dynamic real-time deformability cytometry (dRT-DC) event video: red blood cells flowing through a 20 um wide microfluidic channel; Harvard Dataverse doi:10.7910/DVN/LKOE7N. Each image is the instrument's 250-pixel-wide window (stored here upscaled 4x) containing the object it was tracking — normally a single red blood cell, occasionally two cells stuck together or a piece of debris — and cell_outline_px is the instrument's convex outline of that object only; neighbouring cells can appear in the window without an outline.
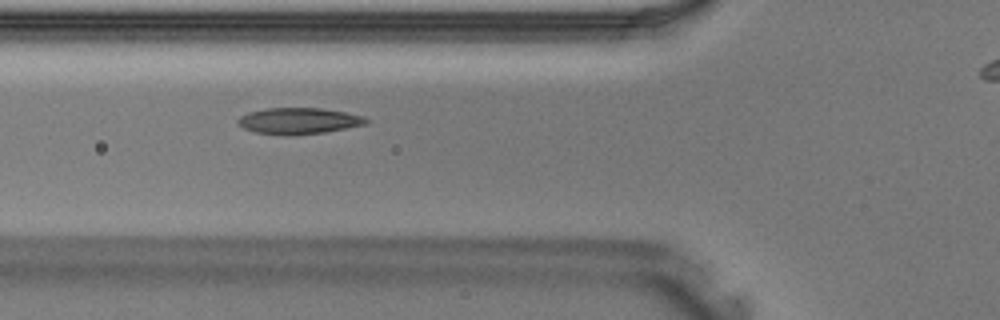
{"species": "Egyptian fruit bat (a non-hibernating species)", "species_latin": "Rousettus aegyptiacus", "temperature_condition": "warm", "stored_images_in_passage": 27, "camera_frame_rate_fps": 3000, "um_per_image_px": 0.085, "animal": {"sex": "male"}, "frame": {"image": 1, "passage_image": 5, "time_ms": 1.333, "image_size_px": [1000, 320], "cell_outline_px": [[368, 120], [364, 124], [324, 132], [292, 136], [288, 136], [252, 132], [236, 124], [236, 120], [240, 116], [248, 112], [268, 108], [320, 108], [344, 112], [364, 116]], "centroid_in_image_um": [25.3, 10.28], "position_along_channel_um": 100.5, "area_um2": 19.65}}
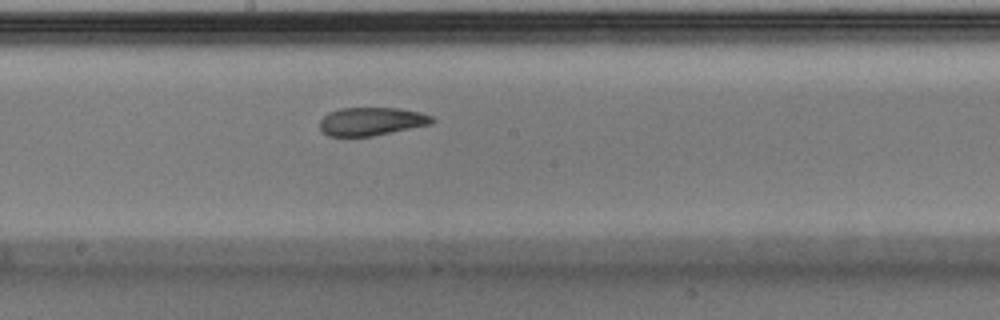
{"frame": {"image": 2, "passage_image": 12, "time_ms": 3.667, "image_size_px": [1000, 320], "cell_outline_px": [[436, 120], [432, 124], [372, 136], [328, 136], [320, 128], [320, 120], [328, 112], [340, 108], [396, 108], [420, 112], [432, 116]], "centroid_in_image_um": [31.58, 10.31], "position_along_channel_um": 216.6, "area_um2": 18.44}}
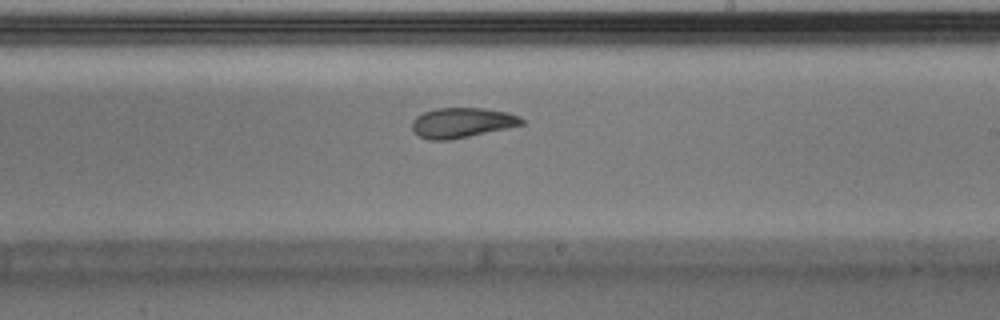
{"frame": {"image": 3, "passage_image": 14, "time_ms": 4.333, "image_size_px": [1000, 320], "cell_outline_px": [[524, 124], [452, 140], [428, 140], [412, 132], [412, 120], [416, 116], [424, 112], [436, 108], [484, 108], [508, 112], [520, 116], [524, 120]], "centroid_in_image_um": [39.25, 10.43], "position_along_channel_um": 249.8, "area_um2": 19.31}}